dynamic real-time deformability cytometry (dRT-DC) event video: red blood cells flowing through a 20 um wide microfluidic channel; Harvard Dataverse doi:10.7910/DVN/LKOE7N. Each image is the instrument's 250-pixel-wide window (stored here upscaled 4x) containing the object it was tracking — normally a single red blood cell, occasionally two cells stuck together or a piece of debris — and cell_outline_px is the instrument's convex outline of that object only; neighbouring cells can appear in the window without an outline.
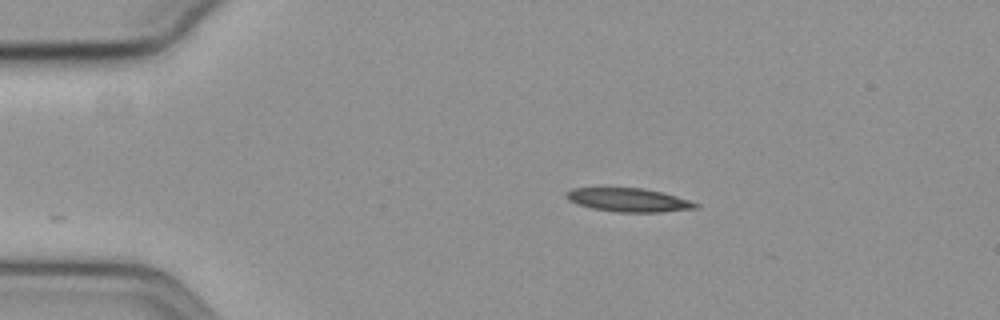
{"species": "common noctule bat (a hibernating species)", "species_latin": "Nyctalus noctula", "temperature_condition": "cold", "stored_images_in_passage": 47, "camera_frame_rate_fps": 3000, "um_per_image_px": 0.085, "animal": {"sex": "female", "body_mass_g": 19.3, "forearm_length_mm": 54.1}, "frame": {"image": 1, "passage_image": 1, "time_ms": 0.0, "image_size_px": [1000, 320], "cell_outline_px": [[700, 208], [660, 212], [616, 212], [592, 208], [568, 200], [564, 196], [564, 192], [572, 188], [644, 188], [692, 200], [700, 204]], "centroid_in_image_um": [53.46, 17.0], "position_along_channel_um": 31.5, "area_um2": 17.86}}
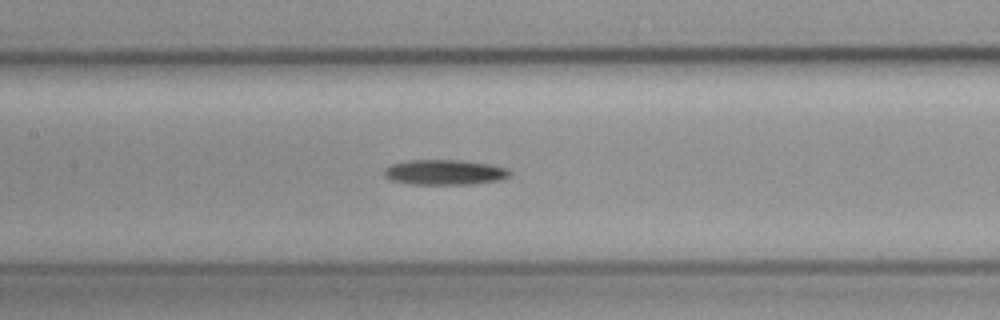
{"frame": {"image": 2, "passage_image": 17, "time_ms": 5.333, "image_size_px": [1000, 320], "cell_outline_px": [[512, 176], [500, 180], [472, 184], [408, 184], [388, 180], [384, 176], [384, 168], [392, 164], [408, 160], [460, 160], [492, 164], [508, 168], [512, 172]], "centroid_in_image_um": [37.81, 14.64], "position_along_channel_um": 169.6, "area_um2": 18.79}}
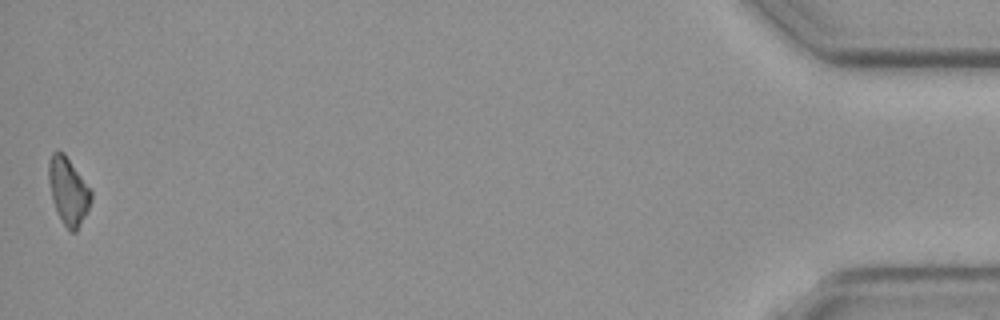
{"frame": {"image": 3, "passage_image": 47, "time_ms": 15.333, "image_size_px": [1000, 320], "cell_outline_px": [[92, 200], [88, 212], [76, 232], [68, 232], [52, 200], [48, 180], [48, 164], [52, 152], [56, 148], [64, 152], [92, 192]], "centroid_in_image_um": [5.8, 16.22], "position_along_channel_um": 429.4, "area_um2": 16.7}, "authors_computed_cell_mechanics": {"area_um2": 17.918, "velocity_mm_per_s": 3.5934, "shape_relaxation_time_tau1_ms": 5.7514, "shape_relaxation_time_tau2_ms": null, "deformation_change_tau1": 0.1662, "deformation_change_tau2": null}}